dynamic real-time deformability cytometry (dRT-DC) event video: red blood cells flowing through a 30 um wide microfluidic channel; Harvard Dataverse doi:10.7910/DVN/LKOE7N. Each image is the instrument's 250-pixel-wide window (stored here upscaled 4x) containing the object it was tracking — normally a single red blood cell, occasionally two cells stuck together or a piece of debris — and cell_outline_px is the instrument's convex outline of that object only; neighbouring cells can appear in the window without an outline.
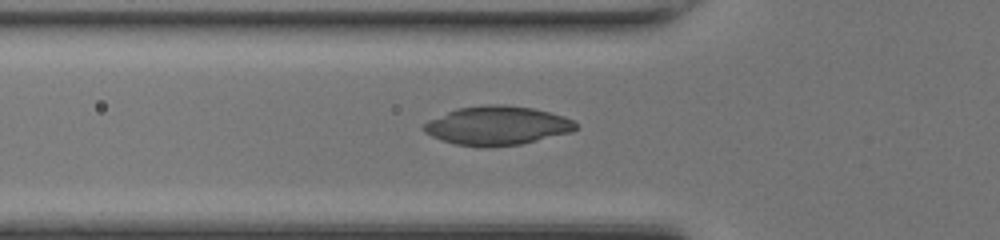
{"species": "common noctule bat (a hibernating species)", "species_latin": "Nyctalus noctula", "temperature_condition": "room temperature", "stored_images_in_passage": 32, "camera_frame_rate_fps": 3000, "um_per_image_px": 0.085, "animal": {"sex": "female", "body_mass_g": 17.0, "forearm_length_mm": 48.0}, "frame": {"image": 1, "passage_image": 5, "time_ms": 1.333, "image_size_px": [1000, 240], "cell_outline_px": [[576, 128], [572, 132], [520, 144], [456, 144], [432, 136], [424, 132], [420, 128], [428, 120], [456, 108], [484, 104], [500, 104], [532, 108], [564, 116], [572, 120], [576, 124]], "centroid_in_image_um": [42.25, 10.63], "position_along_channel_um": 83.6, "area_um2": 33.52}}
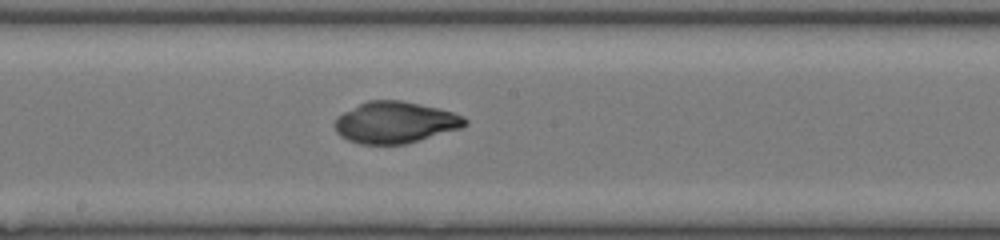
{"frame": {"image": 2, "passage_image": 14, "time_ms": 4.333, "image_size_px": [1000, 240], "cell_outline_px": [[468, 124], [460, 128], [420, 140], [404, 144], [360, 144], [348, 140], [340, 136], [336, 132], [336, 116], [368, 100], [400, 100], [420, 104], [452, 112], [464, 116], [468, 120]], "centroid_in_image_um": [33.59, 10.41], "position_along_channel_um": 214.6, "area_um2": 31.27}}
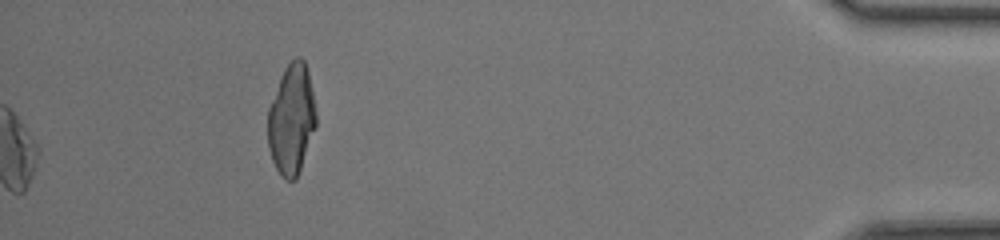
{"frame": {"image": 3, "passage_image": 32, "time_ms": 10.333, "image_size_px": [1000, 240], "cell_outline_px": [[316, 128], [296, 180], [284, 180], [280, 176], [272, 160], [268, 148], [268, 108], [280, 76], [284, 68], [296, 56], [300, 56], [304, 60], [308, 72], [316, 112]], "centroid_in_image_um": [24.77, 10.17], "position_along_channel_um": 410.4, "area_um2": 31.21}}